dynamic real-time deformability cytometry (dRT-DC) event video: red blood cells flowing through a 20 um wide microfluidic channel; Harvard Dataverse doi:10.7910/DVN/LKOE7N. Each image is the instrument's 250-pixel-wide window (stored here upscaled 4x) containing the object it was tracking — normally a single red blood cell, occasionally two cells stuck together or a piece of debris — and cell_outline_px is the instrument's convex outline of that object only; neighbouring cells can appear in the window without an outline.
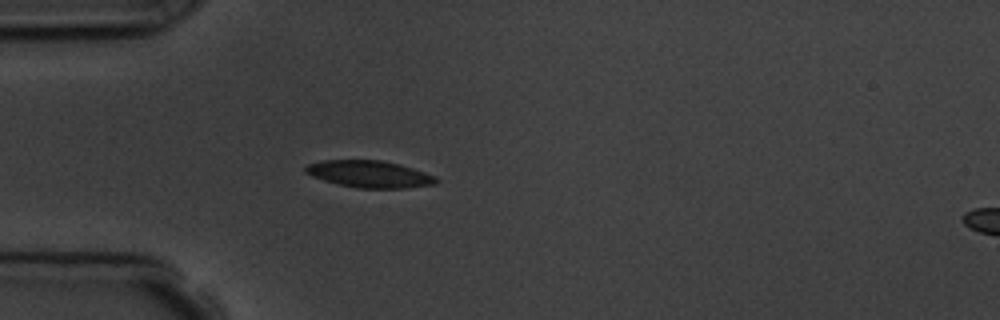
{"species": "common noctule bat (a hibernating species)", "species_latin": "Nyctalus noctula", "temperature_condition": "room temperature", "stored_images_in_passage": 5, "camera_frame_rate_fps": 3000, "um_per_image_px": 0.085, "animal": {"sex": "male", "body_mass_g": 19.5, "forearm_length_mm": 54.6}, "frame": {"image": 1, "passage_image": 5, "time_ms": 4.667, "image_size_px": [1000, 320], "cell_outline_px": [[440, 180], [436, 184], [408, 188], [356, 188], [336, 184], [312, 176], [304, 172], [304, 168], [308, 164], [324, 160], [380, 160], [400, 164], [436, 176]], "centroid_in_image_um": [31.42, 14.8], "position_along_channel_um": 53.6, "area_um2": 20.63}}